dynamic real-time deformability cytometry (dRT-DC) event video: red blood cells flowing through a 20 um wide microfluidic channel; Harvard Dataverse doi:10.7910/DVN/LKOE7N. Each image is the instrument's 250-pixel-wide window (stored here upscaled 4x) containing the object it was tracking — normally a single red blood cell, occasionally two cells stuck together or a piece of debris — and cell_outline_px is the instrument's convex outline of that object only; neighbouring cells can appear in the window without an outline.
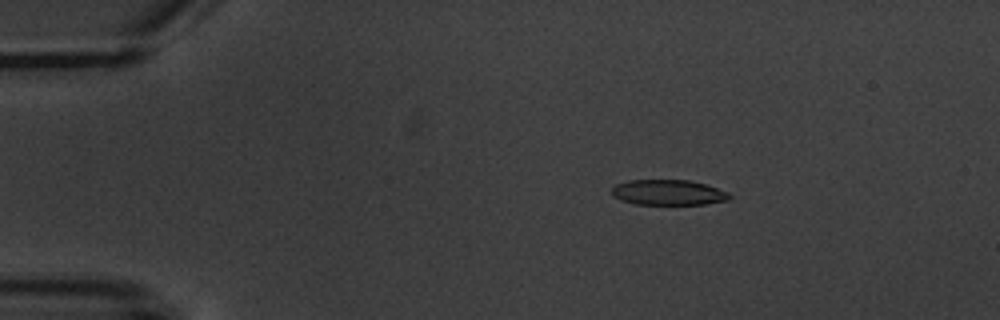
{"species": "common noctule bat (a hibernating species)", "species_latin": "Nyctalus noctula", "temperature_condition": "warm", "stored_images_in_passage": 3, "camera_frame_rate_fps": 3000, "um_per_image_px": 0.085, "animal": {"sex": "male", "body_mass_g": 20.1, "forearm_length_mm": 53.5}, "frame": {"image": 1, "passage_image": 1, "time_ms": 0.0, "image_size_px": [1000, 320], "cell_outline_px": [[732, 196], [728, 200], [704, 204], [636, 204], [620, 200], [612, 196], [612, 188], [616, 184], [628, 180], [688, 180], [704, 184], [728, 192]], "centroid_in_image_um": [56.77, 16.36], "position_along_channel_um": 28.2, "area_um2": 17.34}}